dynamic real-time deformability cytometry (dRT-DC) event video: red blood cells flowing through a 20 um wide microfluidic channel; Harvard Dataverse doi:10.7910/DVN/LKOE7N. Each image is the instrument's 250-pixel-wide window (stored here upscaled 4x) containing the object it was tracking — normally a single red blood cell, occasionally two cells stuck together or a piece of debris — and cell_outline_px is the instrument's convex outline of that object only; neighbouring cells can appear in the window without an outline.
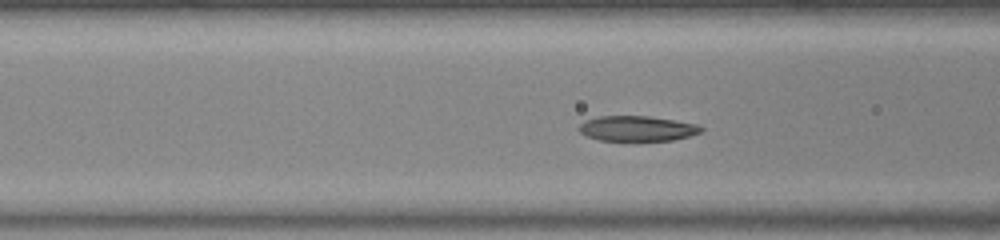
{"species": "common noctule bat (a hibernating species)", "species_latin": "Nyctalus noctula", "temperature_condition": "warm", "stored_images_in_passage": 48, "camera_frame_rate_fps": 3000, "um_per_image_px": 0.085, "animal": {"sex": "female", "body_mass_g": 23.0, "forearm_length_mm": 53.4}, "frame": {"image": 1, "passage_image": 16, "time_ms": 5.0, "image_size_px": [1000, 240], "cell_outline_px": [[704, 128], [700, 132], [688, 136], [672, 140], [636, 144], [600, 140], [588, 136], [580, 132], [576, 128], [584, 120], [600, 116], [648, 116], [696, 124]], "centroid_in_image_um": [54.1, 10.97], "position_along_channel_um": 112.5, "area_um2": 18.73}}
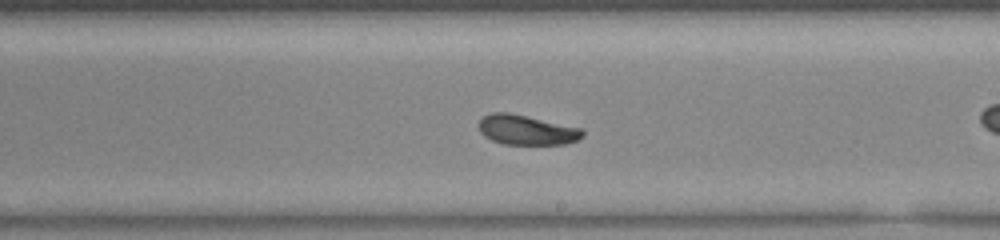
{"frame": {"image": 2, "passage_image": 26, "time_ms": 8.333, "image_size_px": [1000, 240], "cell_outline_px": [[584, 136], [576, 140], [564, 144], [504, 144], [492, 140], [484, 136], [480, 132], [476, 124], [484, 116], [492, 112], [508, 112], [584, 128]], "centroid_in_image_um": [44.75, 11.03], "position_along_channel_um": 244.2, "area_um2": 18.21}}
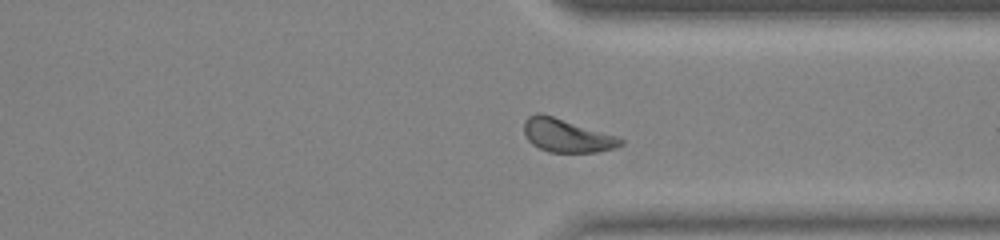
{"frame": {"image": 3, "passage_image": 35, "time_ms": 11.333, "image_size_px": [1000, 240], "cell_outline_px": [[624, 144], [616, 148], [596, 152], [548, 152], [532, 144], [528, 140], [524, 132], [524, 120], [528, 116], [536, 112], [540, 112], [620, 136], [624, 140]], "centroid_in_image_um": [48.21, 11.51], "position_along_channel_um": 363.2, "area_um2": 19.07}, "authors_computed_cell_mechanics": {"area_um2": 18.5249, "velocity_mm_per_s": 3.9631, "shape_relaxation_time_tau1_ms": 2.8363, "shape_relaxation_time_tau2_ms": 4.198, "deformation_change_tau1": 0.1266, "deformation_change_tau2": 0.0988}}